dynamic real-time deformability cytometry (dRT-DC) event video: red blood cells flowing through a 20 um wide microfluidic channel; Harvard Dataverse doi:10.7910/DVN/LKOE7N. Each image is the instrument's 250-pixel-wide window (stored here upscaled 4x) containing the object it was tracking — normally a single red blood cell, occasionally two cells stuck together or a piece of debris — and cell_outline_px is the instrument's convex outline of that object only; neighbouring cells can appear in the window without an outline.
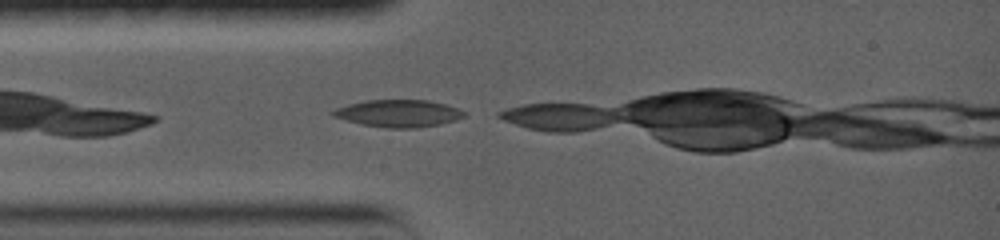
{"species": "common noctule bat (a hibernating species)", "species_latin": "Nyctalus noctula", "temperature_condition": "warm", "stored_images_in_passage": 4, "camera_frame_rate_fps": 5000, "um_per_image_px": 0.085, "animal": {"sex": "female", "body_mass_g": 19.0, "forearm_length_mm": 56.7}, "frame": {"image": 1, "passage_image": 1, "time_ms": 0.0, "image_size_px": [1000, 240], "cell_outline_px": [[464, 116], [456, 120], [440, 124], [416, 128], [388, 128], [360, 124], [332, 116], [328, 112], [336, 108], [348, 104], [368, 100], [428, 100], [444, 104], [456, 108], [464, 112]], "centroid_in_image_um": [33.82, 9.64], "position_along_channel_um": 51.2, "area_um2": 20.75}}